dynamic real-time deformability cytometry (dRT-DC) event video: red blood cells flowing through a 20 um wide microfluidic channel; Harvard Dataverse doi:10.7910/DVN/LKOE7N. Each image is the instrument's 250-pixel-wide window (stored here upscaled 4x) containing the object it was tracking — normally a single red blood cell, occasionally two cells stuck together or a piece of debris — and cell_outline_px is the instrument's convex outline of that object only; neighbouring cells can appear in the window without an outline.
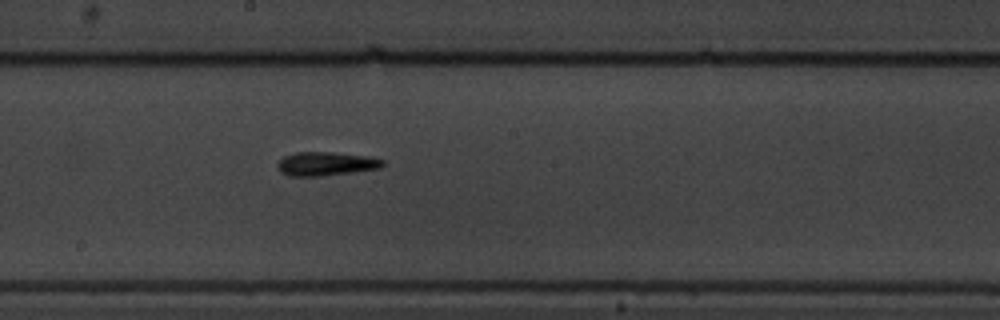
{"species": "common noctule bat (a hibernating species)", "species_latin": "Nyctalus noctula", "temperature_condition": "warm", "stored_images_in_passage": 8, "camera_frame_rate_fps": 3000, "um_per_image_px": 0.085, "animal": {"sex": "male", "body_mass_g": 19.5, "forearm_length_mm": 54.6}, "frame": {"image": 1, "passage_image": 8, "time_ms": 8.0, "image_size_px": [1000, 320], "cell_outline_px": [[384, 164], [380, 168], [352, 172], [320, 176], [288, 176], [280, 172], [276, 164], [284, 156], [296, 152], [332, 152], [372, 156], [384, 160]], "centroid_in_image_um": [27.71, 13.91], "position_along_channel_um": 220.5, "area_um2": 14.68}}